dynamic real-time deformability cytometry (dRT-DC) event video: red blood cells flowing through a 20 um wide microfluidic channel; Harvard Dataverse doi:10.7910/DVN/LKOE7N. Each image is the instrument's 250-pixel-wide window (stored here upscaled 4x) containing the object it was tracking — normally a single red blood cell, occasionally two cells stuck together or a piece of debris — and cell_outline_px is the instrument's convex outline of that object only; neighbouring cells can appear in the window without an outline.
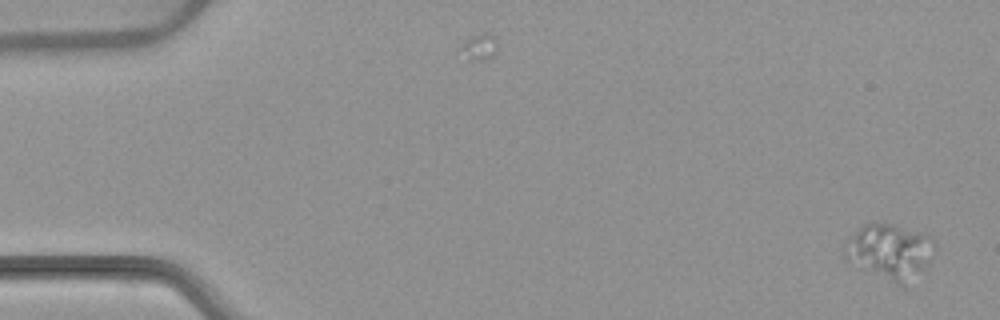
{"species": "common noctule bat (a hibernating species)", "species_latin": "Nyctalus noctula", "temperature_condition": "warm", "stored_images_in_passage": 6, "camera_frame_rate_fps": 3000, "um_per_image_px": 0.085, "animal": {"sex": "female", "body_mass_g": 22.7, "forearm_length_mm": 54.2}, "frame": {"image": 1, "passage_image": 1, "time_ms": 0.0, "image_size_px": [1000, 320], "cell_outline_px": [[936, 248], [928, 264], [904, 288], [860, 268], [844, 260], [844, 244], [864, 224], [892, 224], [932, 236], [936, 240]], "centroid_in_image_um": [75.66, 21.41], "position_along_channel_um": 9.3, "area_um2": 29.07}}
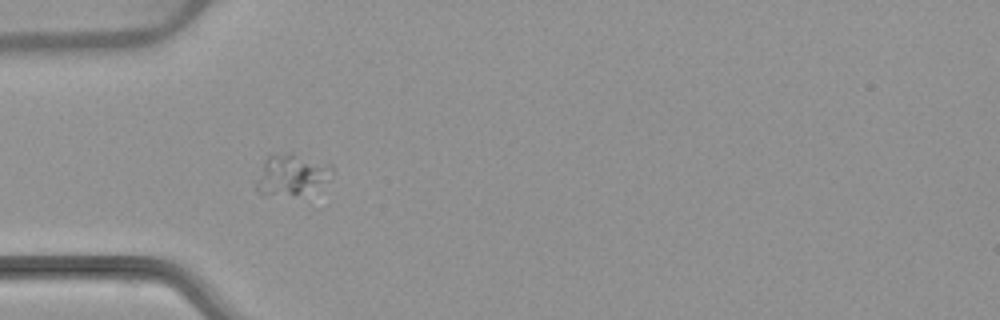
{"frame": {"image": 2, "passage_image": 5, "time_ms": 5.0, "image_size_px": [1000, 320], "cell_outline_px": [[332, 168], [320, 180], [300, 192], [260, 196], [256, 192], [252, 180], [264, 160], [268, 156], [292, 152], [332, 164]], "centroid_in_image_um": [24.53, 14.78], "position_along_channel_um": 60.5, "area_um2": 17.34}}
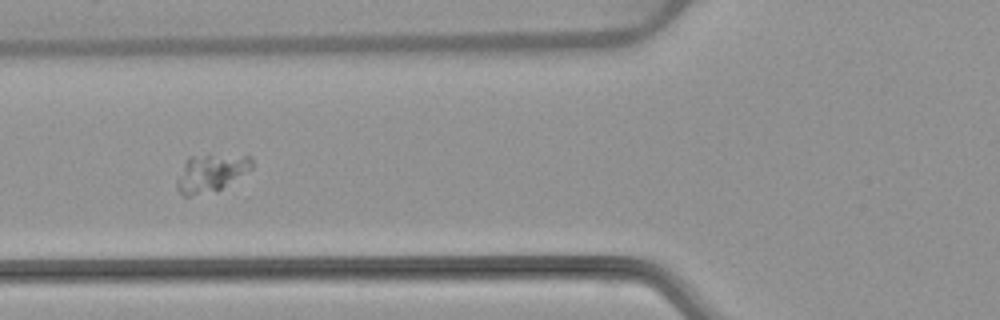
{"frame": {"image": 3, "passage_image": 6, "time_ms": 6.333, "image_size_px": [1000, 320], "cell_outline_px": [[252, 168], [216, 192], [188, 196], [184, 196], [176, 188], [176, 180], [188, 156], [208, 152], [252, 156]], "centroid_in_image_um": [17.92, 14.65], "position_along_channel_um": 107.9, "area_um2": 17.05}}